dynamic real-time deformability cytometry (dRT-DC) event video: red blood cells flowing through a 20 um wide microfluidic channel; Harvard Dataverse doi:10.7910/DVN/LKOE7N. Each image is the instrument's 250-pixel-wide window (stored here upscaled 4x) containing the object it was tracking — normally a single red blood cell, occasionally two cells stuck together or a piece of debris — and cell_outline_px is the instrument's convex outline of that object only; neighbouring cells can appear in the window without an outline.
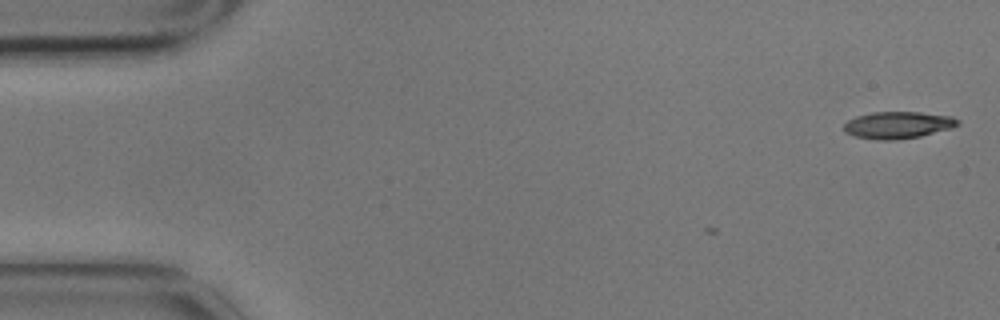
{"species": "common noctule bat (a hibernating species)", "species_latin": "Nyctalus noctula", "temperature_condition": "cold", "stored_images_in_passage": 11, "camera_frame_rate_fps": 3000, "um_per_image_px": 0.085, "animal": {"sex": "male", "body_mass_g": 17.9}, "frame": {"image": 1, "passage_image": 1, "time_ms": 0.0, "image_size_px": [1000, 320], "cell_outline_px": [[960, 124], [952, 128], [920, 136], [896, 140], [880, 140], [856, 136], [844, 132], [844, 124], [848, 120], [856, 116], [872, 112], [920, 112], [952, 116], [960, 120]], "centroid_in_image_um": [76.34, 10.62], "position_along_channel_um": 8.7, "area_um2": 17.92}}
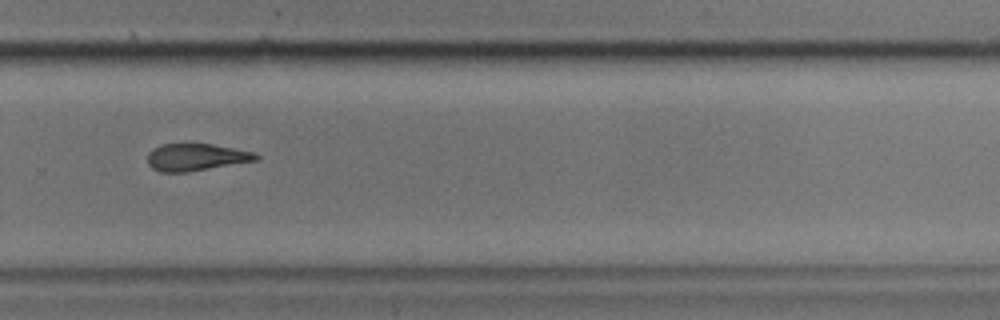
{"frame": {"image": 2, "passage_image": 8, "time_ms": 2.333, "image_size_px": [1000, 320], "cell_outline_px": [[260, 160], [188, 172], [160, 172], [152, 168], [148, 164], [148, 152], [152, 148], [160, 144], [212, 144], [256, 152], [260, 156]], "centroid_in_image_um": [16.69, 13.36], "position_along_channel_um": 313.1, "area_um2": 17.4}}
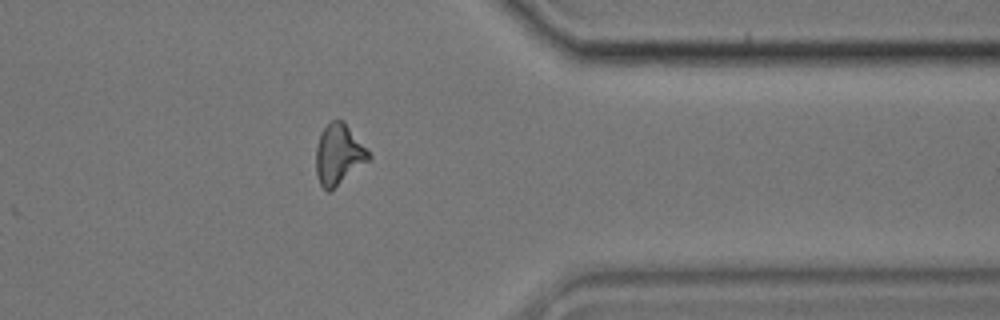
{"frame": {"image": 3, "passage_image": 10, "time_ms": 3.0, "image_size_px": [1000, 320], "cell_outline_px": [[372, 156], [368, 160], [328, 192], [320, 184], [316, 172], [316, 148], [320, 132], [332, 120], [344, 120], [368, 148]], "centroid_in_image_um": [28.79, 13.07], "position_along_channel_um": 382.6, "area_um2": 18.44}}